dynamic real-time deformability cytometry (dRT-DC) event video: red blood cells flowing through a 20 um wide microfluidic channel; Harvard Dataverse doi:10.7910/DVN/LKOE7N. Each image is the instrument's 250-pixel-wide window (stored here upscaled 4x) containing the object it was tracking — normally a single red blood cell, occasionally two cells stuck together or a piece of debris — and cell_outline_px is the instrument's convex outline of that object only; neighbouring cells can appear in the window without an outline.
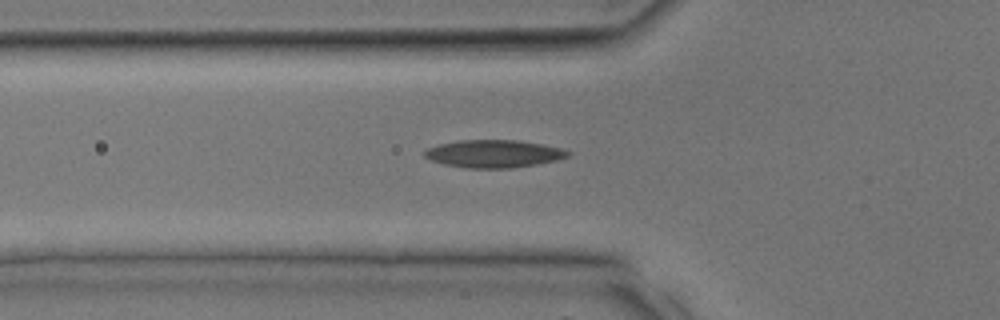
{"species": "common noctule bat (a hibernating species)", "species_latin": "Nyctalus noctula", "temperature_condition": "room temperature", "stored_images_in_passage": 29, "segment_of_instrument_passage": [1, 2], "camera_frame_rate_fps": 3000, "um_per_image_px": 0.085, "animal": {"sex": "male", "body_mass_g": 17.9, "forearm_length_mm": 54.2}, "frame": {"image": 1, "passage_image": 7, "time_ms": 2.0, "image_size_px": [1000, 320], "cell_outline_px": [[572, 152], [568, 156], [556, 160], [536, 164], [512, 168], [468, 168], [444, 164], [432, 160], [424, 156], [424, 152], [428, 148], [440, 144], [460, 140], [516, 140], [544, 144], [560, 148]], "centroid_in_image_um": [41.99, 13.06], "position_along_channel_um": 83.8, "area_um2": 22.95}}
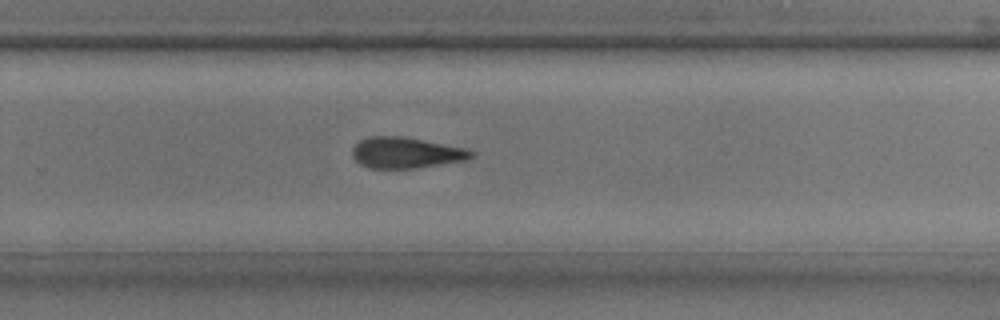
{"frame": {"image": 2, "passage_image": 17, "time_ms": 5.333, "image_size_px": [1000, 320], "cell_outline_px": [[476, 156], [468, 160], [416, 168], [368, 168], [360, 164], [352, 156], [352, 148], [360, 140], [368, 136], [404, 136], [468, 148], [476, 152]], "centroid_in_image_um": [34.57, 12.98], "position_along_channel_um": 295.2, "area_um2": 21.85}}
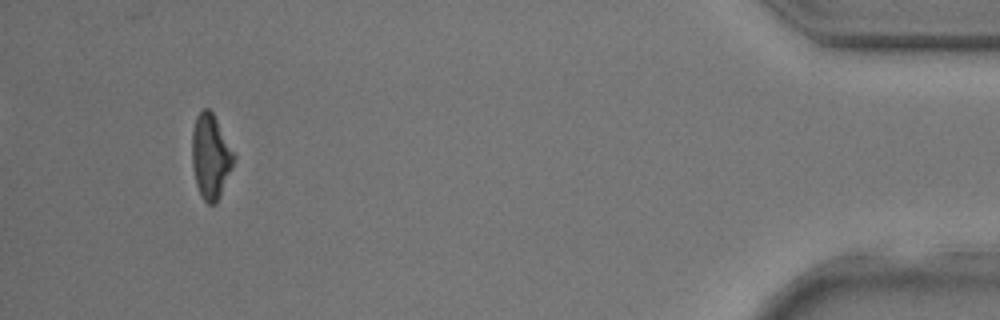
{"frame": {"image": 3, "passage_image": 26, "time_ms": 8.333, "image_size_px": [1000, 320], "cell_outline_px": [[236, 160], [220, 196], [216, 204], [208, 204], [204, 200], [196, 184], [192, 164], [192, 132], [196, 116], [204, 108], [208, 108], [212, 112], [236, 156]], "centroid_in_image_um": [17.91, 13.31], "position_along_channel_um": 417.3, "area_um2": 20.52}}